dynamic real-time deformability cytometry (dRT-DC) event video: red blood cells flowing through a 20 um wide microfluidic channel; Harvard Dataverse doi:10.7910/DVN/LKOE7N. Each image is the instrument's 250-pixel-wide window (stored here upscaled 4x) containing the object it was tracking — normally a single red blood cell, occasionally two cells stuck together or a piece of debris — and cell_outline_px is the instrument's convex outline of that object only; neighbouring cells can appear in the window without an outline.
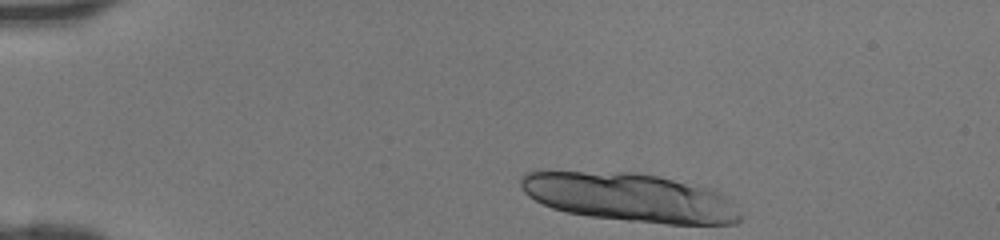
{"species": "human", "species_latin": "Homo sapiens", "temperature_condition": "room temperature", "stored_images_in_passage": 28, "camera_frame_rate_fps": 3000, "um_per_image_px": 0.085, "donor": {"sex": "female"}, "frame": {"image": 1, "passage_image": 1, "time_ms": 0.0, "image_size_px": [1000, 240], "cell_outline_px": [[740, 220], [736, 224], [668, 224], [588, 216], [568, 212], [552, 208], [528, 196], [520, 188], [520, 176], [528, 172], [540, 168], [544, 168], [636, 172], [660, 176], [712, 188], [728, 196], [740, 212]], "centroid_in_image_um": [53.47, 16.72], "position_along_channel_um": 31.5, "area_um2": 63.87}}
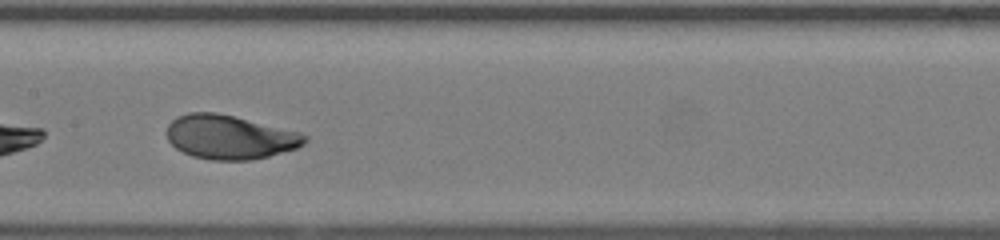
{"frame": {"image": 2, "passage_image": 17, "time_ms": 5.333, "image_size_px": [1000, 240], "cell_outline_px": [[308, 140], [304, 144], [296, 148], [268, 156], [252, 160], [212, 160], [192, 156], [176, 148], [168, 140], [168, 124], [176, 116], [188, 112], [216, 112], [300, 132], [308, 136]], "centroid_in_image_um": [19.53, 11.65], "position_along_channel_um": 187.9, "area_um2": 35.26}}
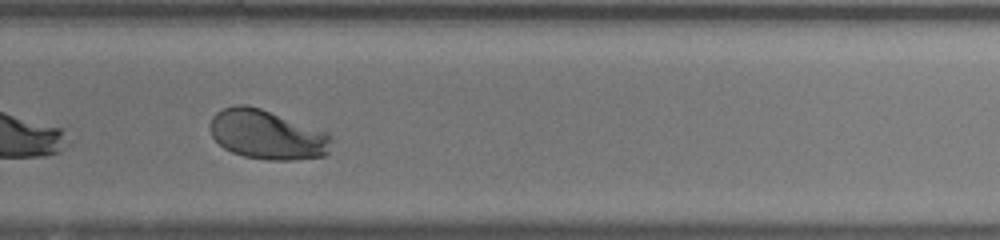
{"frame": {"image": 3, "passage_image": 25, "time_ms": 8.0, "image_size_px": [1000, 240], "cell_outline_px": [[332, 140], [328, 152], [324, 156], [292, 160], [268, 160], [244, 156], [232, 152], [224, 148], [212, 136], [208, 128], [212, 116], [216, 112], [224, 108], [236, 104], [248, 104], [260, 108], [328, 132], [332, 136]], "centroid_in_image_um": [22.69, 11.44], "position_along_channel_um": 307.1, "area_um2": 35.08}}